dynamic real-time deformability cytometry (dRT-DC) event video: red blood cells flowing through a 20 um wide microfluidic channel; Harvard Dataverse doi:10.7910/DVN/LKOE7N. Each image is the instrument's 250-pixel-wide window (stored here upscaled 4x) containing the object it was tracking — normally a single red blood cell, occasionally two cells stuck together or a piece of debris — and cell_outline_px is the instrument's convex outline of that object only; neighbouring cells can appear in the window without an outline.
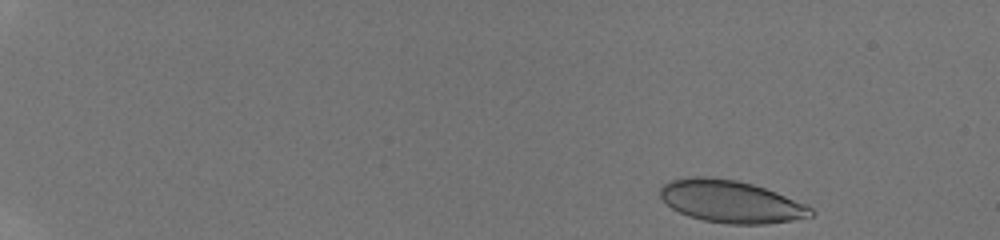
{"species": "human", "species_latin": "Homo sapiens", "temperature_condition": "room temperature", "stored_images_in_passage": 46, "camera_frame_rate_fps": 3000, "um_per_image_px": 0.085, "donor": {"sex": "male"}, "frame": {"image": 1, "passage_image": 1, "time_ms": 0.0, "image_size_px": [1000, 240], "cell_outline_px": [[816, 212], [812, 216], [792, 220], [764, 224], [728, 224], [704, 220], [688, 216], [672, 208], [660, 196], [660, 188], [664, 184], [672, 180], [688, 176], [708, 176], [736, 180], [752, 184], [776, 192], [804, 204], [812, 208]], "centroid_in_image_um": [62.11, 17.12], "position_along_channel_um": 22.9, "area_um2": 36.99}}
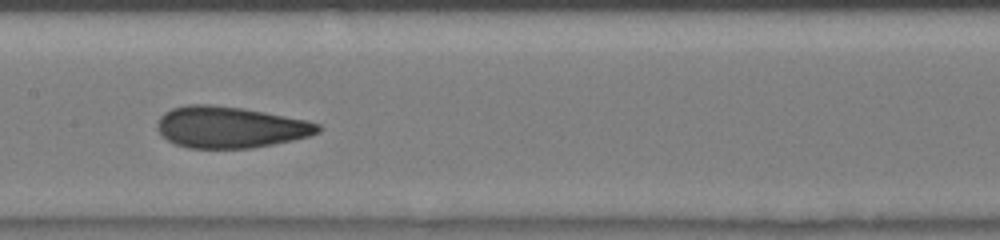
{"frame": {"image": 2, "passage_image": 24, "time_ms": 7.667, "image_size_px": [1000, 240], "cell_outline_px": [[320, 132], [308, 136], [292, 140], [252, 148], [188, 148], [176, 144], [168, 140], [156, 128], [156, 124], [160, 116], [164, 112], [172, 108], [188, 104], [208, 104], [240, 108], [264, 112], [308, 120], [320, 124]], "centroid_in_image_um": [19.55, 10.81], "position_along_channel_um": 187.9, "area_um2": 38.67}}
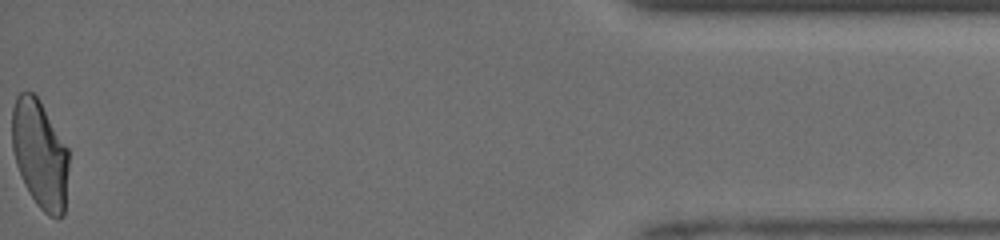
{"frame": {"image": 3, "passage_image": 46, "time_ms": 15.0, "image_size_px": [1000, 240], "cell_outline_px": [[68, 168], [64, 216], [60, 220], [56, 220], [48, 216], [36, 204], [28, 192], [24, 184], [16, 164], [12, 148], [12, 108], [16, 96], [20, 92], [32, 92], [40, 100], [68, 148]], "centroid_in_image_um": [3.39, 13.14], "position_along_channel_um": 431.8, "area_um2": 36.18}, "authors_computed_cell_mechanics": {"area_um2": 37.6567, "velocity_mm_per_s": 4.2522, "shape_relaxation_time_tau1_ms": 6.5996, "shape_relaxation_time_tau2_ms": 1.0813, "deformation_change_tau1": 0.1817, "deformation_change_tau2": 0.0599}}